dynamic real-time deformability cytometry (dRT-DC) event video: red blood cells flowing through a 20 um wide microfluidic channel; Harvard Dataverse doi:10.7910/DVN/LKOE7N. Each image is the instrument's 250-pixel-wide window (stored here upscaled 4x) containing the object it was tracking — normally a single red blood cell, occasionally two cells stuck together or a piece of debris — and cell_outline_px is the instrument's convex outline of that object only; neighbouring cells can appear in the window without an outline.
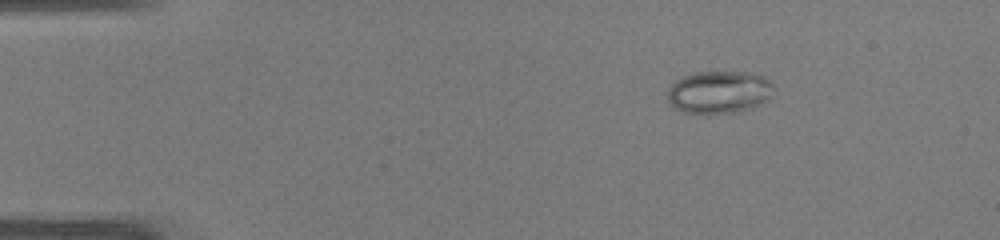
{"species": "common noctule bat (a hibernating species)", "species_latin": "Nyctalus noctula", "temperature_condition": "warm", "stored_images_in_passage": 42, "camera_frame_rate_fps": 3000, "um_per_image_px": 0.085, "animal": {"sex": "male", "body_mass_g": 19.0, "forearm_length_mm": 50.8}, "frame": {"image": 1, "passage_image": 1, "time_ms": 0.0, "image_size_px": [1000, 240], "cell_outline_px": [[772, 96], [768, 100], [760, 104], [736, 112], [684, 112], [676, 108], [664, 96], [668, 88], [680, 76], [692, 72], [748, 72], [764, 76], [772, 84]], "centroid_in_image_um": [61.09, 7.8], "position_along_channel_um": 23.9, "area_um2": 26.24}}
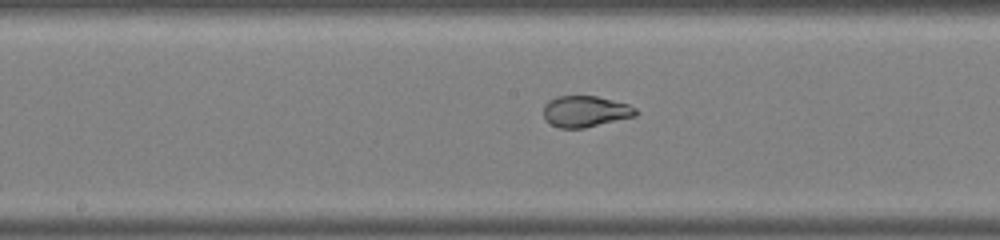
{"frame": {"image": 2, "passage_image": 19, "time_ms": 6.0, "image_size_px": [1000, 240], "cell_outline_px": [[640, 112], [636, 116], [584, 128], [560, 128], [544, 120], [544, 104], [548, 100], [556, 96], [596, 96], [628, 104], [636, 108]], "centroid_in_image_um": [49.76, 9.47], "position_along_channel_um": 198.4, "area_um2": 16.88}}
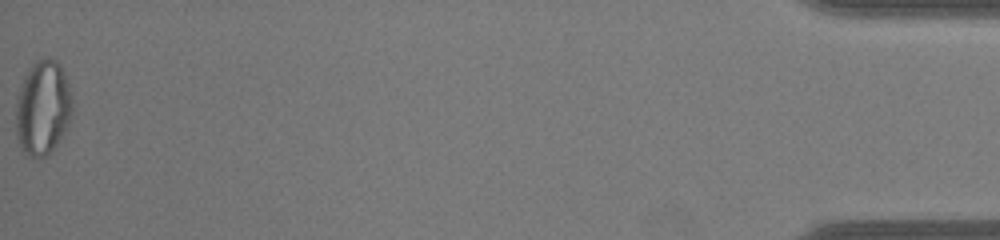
{"frame": {"image": 3, "passage_image": 42, "time_ms": 13.667, "image_size_px": [1000, 240], "cell_outline_px": [[72, 112], [64, 132], [56, 144], [40, 160], [28, 156], [24, 152], [16, 136], [16, 96], [24, 76], [28, 68], [36, 60], [56, 60], [60, 64], [68, 84], [72, 100]], "centroid_in_image_um": [3.61, 9.17], "position_along_channel_um": 431.6, "area_um2": 30.92}}